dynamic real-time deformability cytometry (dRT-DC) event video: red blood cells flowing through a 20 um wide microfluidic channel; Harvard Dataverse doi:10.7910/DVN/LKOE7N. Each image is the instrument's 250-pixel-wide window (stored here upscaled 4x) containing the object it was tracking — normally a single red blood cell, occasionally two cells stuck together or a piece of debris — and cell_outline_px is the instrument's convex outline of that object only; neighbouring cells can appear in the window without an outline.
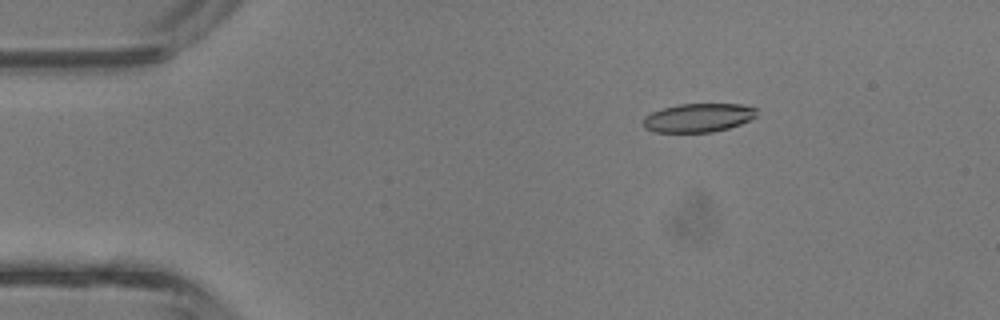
{"species": "common noctule bat (a hibernating species)", "species_latin": "Nyctalus noctula", "temperature_condition": "room temperature", "stored_images_in_passage": 43, "camera_frame_rate_fps": 3000, "um_per_image_px": 0.085, "animal": {"sex": "male", "body_mass_g": 13.3}, "frame": {"image": 1, "passage_image": 7, "time_ms": 2.0, "image_size_px": [1000, 320], "cell_outline_px": [[756, 116], [740, 124], [728, 128], [712, 132], [652, 132], [644, 128], [644, 116], [652, 112], [664, 108], [680, 104], [740, 104], [756, 108]], "centroid_in_image_um": [59.33, 10.01], "position_along_channel_um": 25.7, "area_um2": 18.84}}
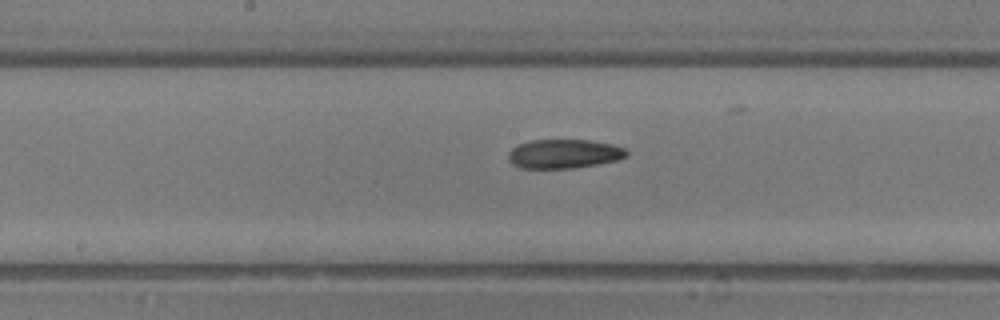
{"frame": {"image": 2, "passage_image": 22, "time_ms": 7.0, "image_size_px": [1000, 320], "cell_outline_px": [[628, 156], [616, 160], [576, 168], [520, 168], [512, 164], [508, 160], [508, 152], [512, 148], [520, 144], [532, 140], [588, 140], [612, 144], [624, 148], [628, 152]], "centroid_in_image_um": [47.92, 13.08], "position_along_channel_um": 200.3, "area_um2": 20.0}}
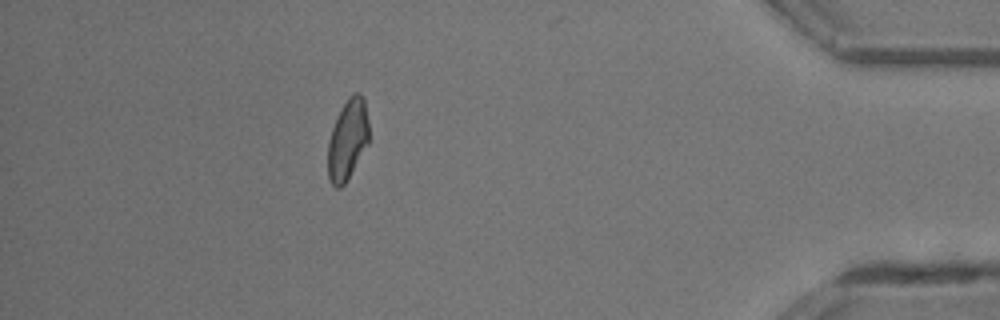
{"frame": {"image": 3, "passage_image": 38, "time_ms": 12.333, "image_size_px": [1000, 320], "cell_outline_px": [[368, 144], [344, 184], [340, 188], [336, 188], [332, 184], [328, 176], [328, 140], [336, 116], [340, 108], [348, 96], [352, 92], [360, 92], [364, 96], [368, 120]], "centroid_in_image_um": [29.54, 11.8], "position_along_channel_um": 405.7, "area_um2": 19.42}, "authors_computed_cell_mechanics": {"area_um2": 19.8254, "velocity_mm_per_s": 4.8271, "shape_relaxation_time_tau1_ms": 4.6226, "shape_relaxation_time_tau2_ms": null, "deformation_change_tau1": 0.1589, "deformation_change_tau2": null}}